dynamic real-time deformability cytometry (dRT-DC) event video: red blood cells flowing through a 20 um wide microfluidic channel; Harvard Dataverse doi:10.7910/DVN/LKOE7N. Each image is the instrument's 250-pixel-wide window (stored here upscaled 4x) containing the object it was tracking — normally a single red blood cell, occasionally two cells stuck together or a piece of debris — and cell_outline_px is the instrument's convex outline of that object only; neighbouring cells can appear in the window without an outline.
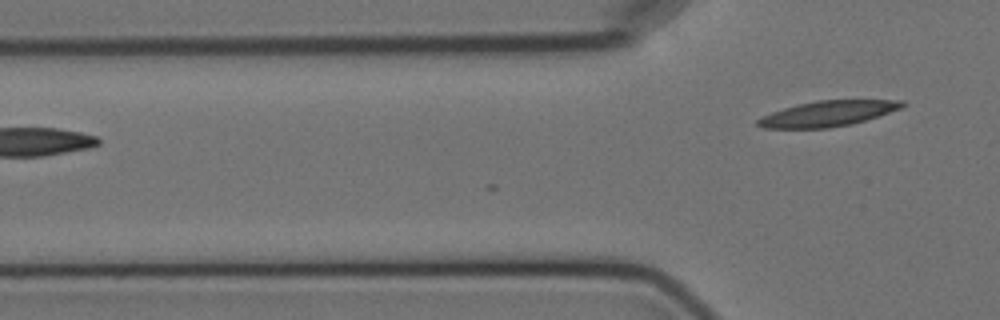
{"species": "Egyptian fruit bat (a non-hibernating species)", "species_latin": "Rousettus aegyptiacus", "temperature_condition": "cold", "stored_images_in_passage": 3, "camera_frame_rate_fps": 3000, "um_per_image_px": 0.085, "animal": {"sex": "female"}, "frame": {"image": 1, "passage_image": 3, "time_ms": 2.333, "image_size_px": [1000, 320], "cell_outline_px": [[908, 104], [900, 108], [852, 124], [828, 128], [764, 128], [756, 124], [756, 120], [772, 112], [784, 108], [816, 100], [904, 100]], "centroid_in_image_um": [70.37, 9.65], "position_along_channel_um": 55.4, "area_um2": 21.15}}